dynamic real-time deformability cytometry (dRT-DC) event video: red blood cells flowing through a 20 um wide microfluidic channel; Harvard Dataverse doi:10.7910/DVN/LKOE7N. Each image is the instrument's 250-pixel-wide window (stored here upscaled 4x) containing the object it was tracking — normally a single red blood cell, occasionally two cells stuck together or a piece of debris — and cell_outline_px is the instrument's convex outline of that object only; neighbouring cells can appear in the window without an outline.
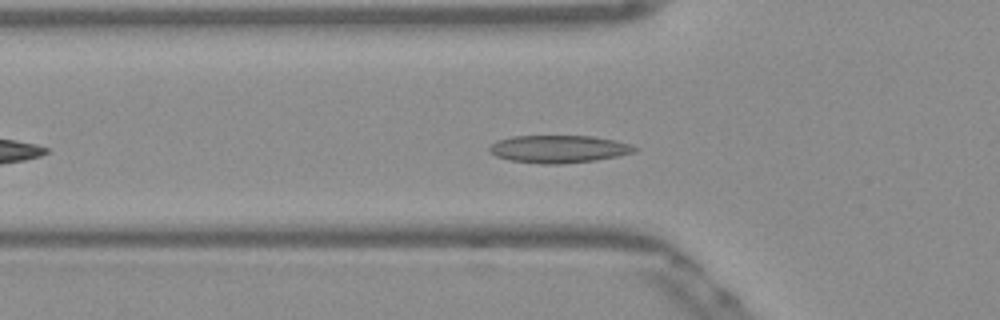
{"species": "Egyptian fruit bat (a non-hibernating species)", "species_latin": "Rousettus aegyptiacus", "temperature_condition": "warm", "stored_images_in_passage": 33, "camera_frame_rate_fps": 3000, "um_per_image_px": 0.085, "frame": {"image": 1, "passage_image": 9, "time_ms": 2.667, "image_size_px": [1000, 320], "cell_outline_px": [[640, 148], [636, 152], [620, 156], [596, 160], [560, 164], [540, 164], [512, 160], [496, 156], [488, 152], [488, 148], [496, 140], [512, 136], [592, 136], [616, 140], [632, 144]], "centroid_in_image_um": [47.54, 12.66], "position_along_channel_um": 78.3, "area_um2": 23.64}}
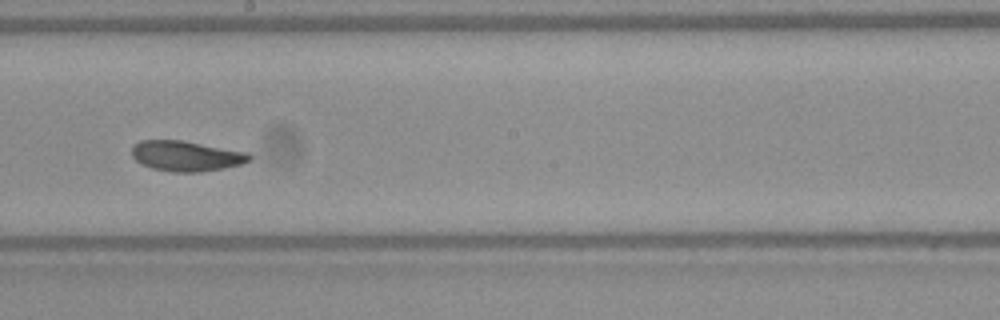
{"frame": {"image": 2, "passage_image": 21, "time_ms": 6.667, "image_size_px": [1000, 320], "cell_outline_px": [[252, 160], [244, 164], [224, 168], [200, 172], [172, 172], [152, 168], [136, 160], [132, 156], [132, 148], [140, 140], [180, 140], [248, 152], [252, 156]], "centroid_in_image_um": [15.88, 13.26], "position_along_channel_um": 232.3, "area_um2": 20.75}}
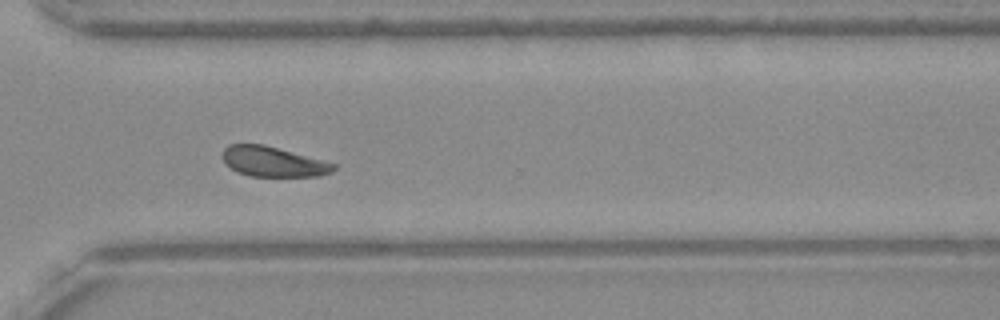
{"frame": {"image": 3, "passage_image": 30, "time_ms": 9.667, "image_size_px": [1000, 320], "cell_outline_px": [[336, 168], [332, 172], [320, 176], [248, 176], [236, 172], [224, 164], [220, 156], [224, 148], [228, 144], [264, 144], [336, 164]], "centroid_in_image_um": [23.14, 13.74], "position_along_channel_um": 347.5, "area_um2": 19.65}, "authors_computed_cell_mechanics": {"area_um2": 21.2704, "velocity_mm_per_s": 3.8344, "shape_relaxation_time_tau1_ms": 5.2391, "shape_relaxation_time_tau2_ms": 3.0664, "deformation_change_tau1": 0.1429, "deformation_change_tau2": 0.0656}}